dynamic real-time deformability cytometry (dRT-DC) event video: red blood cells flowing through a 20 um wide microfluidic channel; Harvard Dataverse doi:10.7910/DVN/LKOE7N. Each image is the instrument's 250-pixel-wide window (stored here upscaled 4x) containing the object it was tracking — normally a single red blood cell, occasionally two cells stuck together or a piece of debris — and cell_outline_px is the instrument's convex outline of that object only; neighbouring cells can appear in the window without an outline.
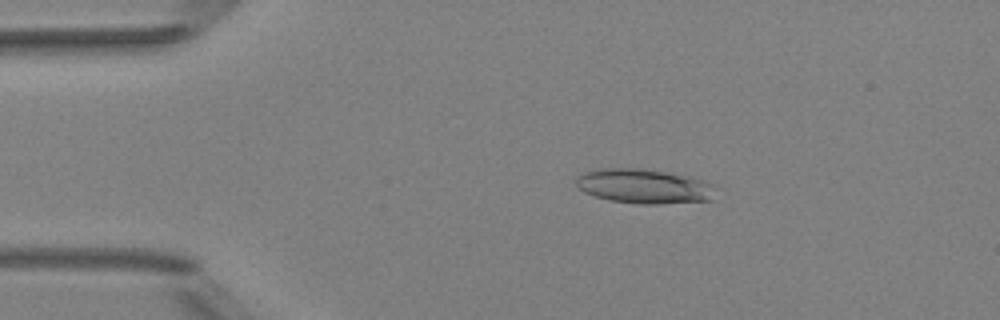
{"species": "Egyptian fruit bat (a non-hibernating species)", "species_latin": "Rousettus aegyptiacus", "temperature_condition": "room temperature", "stored_images_in_passage": 5, "camera_frame_rate_fps": 3000, "um_per_image_px": 0.085, "animal": {"sex": "female"}, "frame": {"image": 1, "passage_image": 2, "time_ms": 1.333, "image_size_px": [1000, 320], "cell_outline_px": [[716, 200], [656, 204], [640, 204], [608, 200], [584, 192], [576, 184], [576, 176], [584, 172], [596, 168], [636, 168], [692, 176], [704, 180], [712, 184]], "centroid_in_image_um": [54.76, 15.83], "position_along_channel_um": 30.2, "area_um2": 28.26}}
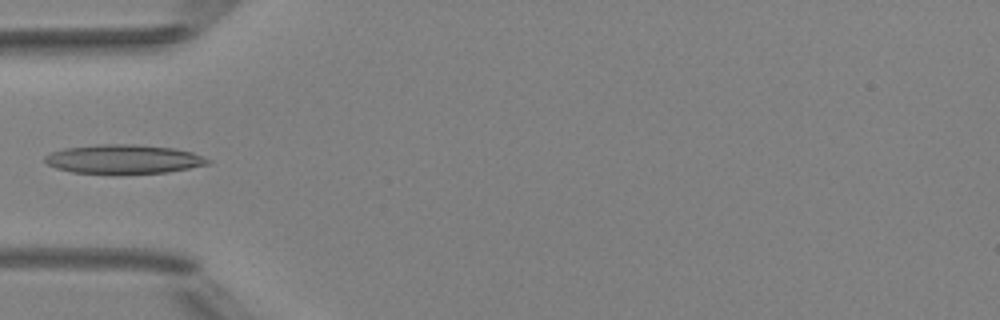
{"frame": {"image": 2, "passage_image": 4, "time_ms": 3.667, "image_size_px": [1000, 320], "cell_outline_px": [[212, 164], [168, 172], [72, 172], [56, 168], [48, 164], [44, 160], [44, 156], [52, 152], [64, 148], [100, 144], [136, 144], [172, 148], [192, 152], [212, 160]], "centroid_in_image_um": [10.54, 13.5], "position_along_channel_um": 74.5, "area_um2": 27.11}}
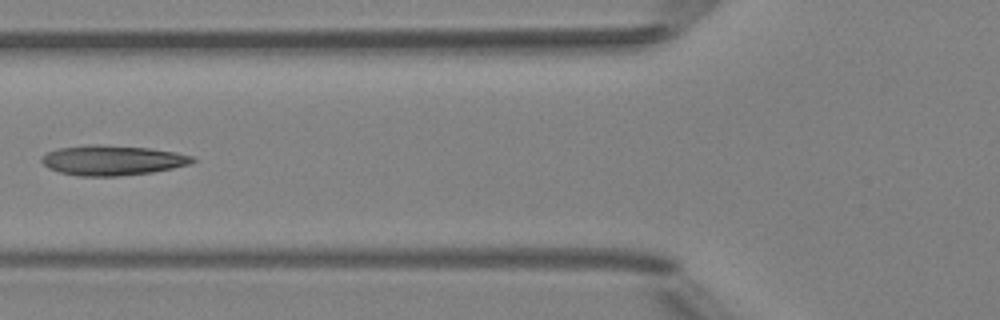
{"frame": {"image": 3, "passage_image": 5, "time_ms": 4.667, "image_size_px": [1000, 320], "cell_outline_px": [[196, 160], [192, 164], [152, 172], [116, 176], [80, 176], [60, 172], [48, 168], [40, 160], [48, 152], [60, 148], [88, 144], [96, 144], [148, 148], [176, 152], [192, 156]], "centroid_in_image_um": [9.57, 13.62], "position_along_channel_um": 116.2, "area_um2": 26.18}}